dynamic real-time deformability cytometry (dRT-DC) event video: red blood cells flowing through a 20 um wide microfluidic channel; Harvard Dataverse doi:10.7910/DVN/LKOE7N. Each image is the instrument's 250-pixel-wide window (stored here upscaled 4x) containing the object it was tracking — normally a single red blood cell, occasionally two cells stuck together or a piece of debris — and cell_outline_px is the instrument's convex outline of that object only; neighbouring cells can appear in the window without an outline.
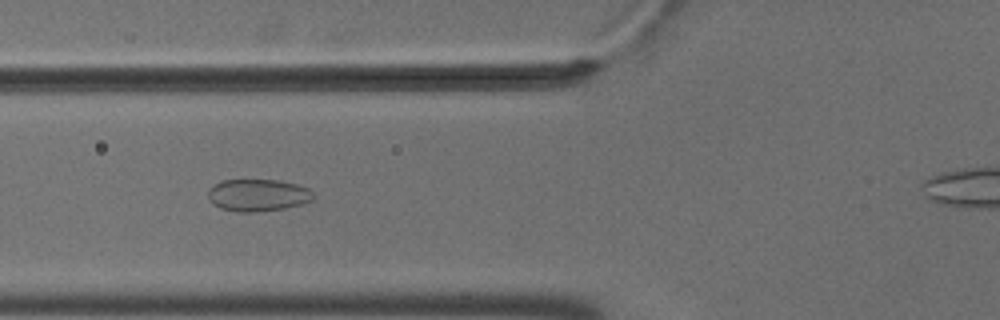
{"species": "common noctule bat (a hibernating species)", "species_latin": "Nyctalus noctula", "temperature_condition": "cold", "stored_images_in_passage": 51, "camera_frame_rate_fps": 3000, "um_per_image_px": 0.085, "animal": {"sex": "male", "body_mass_g": 18.8}, "frame": {"image": 1, "passage_image": 22, "time_ms": 7.0, "image_size_px": [1000, 320], "cell_outline_px": [[312, 200], [304, 204], [284, 208], [256, 212], [236, 212], [220, 208], [212, 204], [208, 196], [208, 188], [224, 180], [280, 180], [296, 184], [308, 188], [312, 192]], "centroid_in_image_um": [21.9, 16.59], "position_along_channel_um": 103.9, "area_um2": 19.77}}
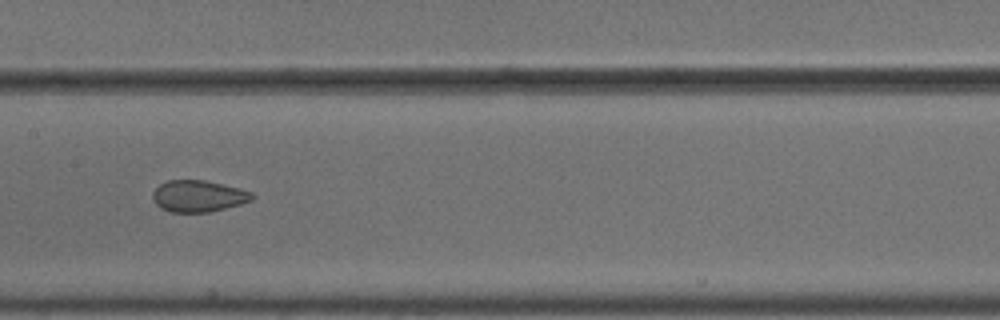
{"frame": {"image": 2, "passage_image": 29, "time_ms": 9.333, "image_size_px": [1000, 320], "cell_outline_px": [[256, 196], [252, 200], [240, 204], [208, 212], [172, 212], [160, 208], [156, 204], [152, 196], [152, 192], [160, 184], [168, 180], [204, 180], [240, 188], [252, 192]], "centroid_in_image_um": [16.86, 16.66], "position_along_channel_um": 190.5, "area_um2": 18.26}}
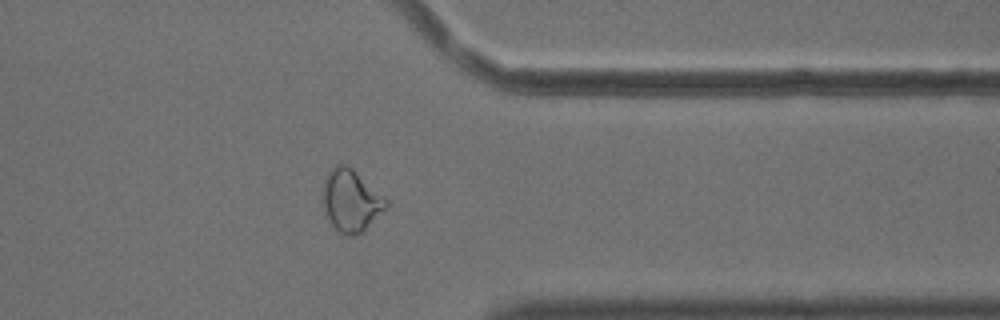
{"frame": {"image": 3, "passage_image": 45, "time_ms": 14.667, "image_size_px": [1000, 320], "cell_outline_px": [[388, 204], [364, 232], [356, 236], [344, 236], [332, 224], [324, 208], [324, 180], [328, 172], [336, 164], [348, 164], [388, 200]], "centroid_in_image_um": [29.85, 17.05], "position_along_channel_um": 381.6, "area_um2": 22.6}}